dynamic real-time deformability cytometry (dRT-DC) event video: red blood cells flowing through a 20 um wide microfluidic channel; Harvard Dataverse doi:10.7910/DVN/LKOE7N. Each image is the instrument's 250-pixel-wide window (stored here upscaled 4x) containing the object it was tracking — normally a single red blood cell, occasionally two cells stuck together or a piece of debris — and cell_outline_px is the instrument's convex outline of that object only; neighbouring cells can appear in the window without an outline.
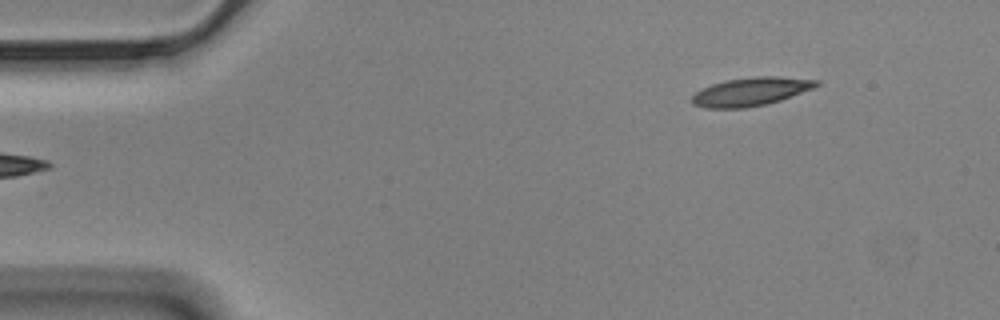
{"species": "Egyptian fruit bat (a non-hibernating species)", "species_latin": "Rousettus aegyptiacus", "temperature_condition": "cold", "stored_images_in_passage": 51, "camera_frame_rate_fps": 3000, "um_per_image_px": 0.085, "animal": {"sex": "male"}, "frame": {"image": 1, "passage_image": 1, "time_ms": 0.0, "image_size_px": [1000, 320], "cell_outline_px": [[820, 84], [812, 88], [780, 100], [768, 104], [744, 108], [704, 108], [692, 104], [692, 96], [696, 92], [712, 84], [724, 80], [752, 76], [780, 76], [820, 80]], "centroid_in_image_um": [63.81, 7.78], "position_along_channel_um": 21.2, "area_um2": 20.63}}
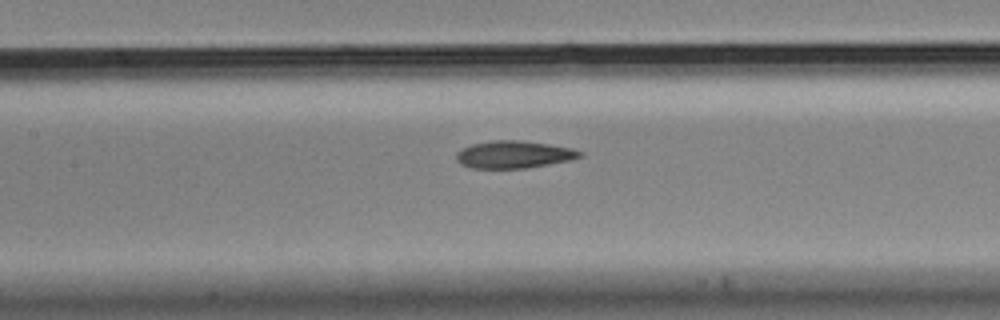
{"frame": {"image": 2, "passage_image": 20, "time_ms": 6.333, "image_size_px": [1000, 320], "cell_outline_px": [[584, 156], [572, 160], [528, 168], [472, 168], [460, 164], [456, 160], [456, 152], [472, 144], [492, 140], [520, 140], [548, 144], [572, 148], [584, 152]], "centroid_in_image_um": [43.71, 13.14], "position_along_channel_um": 163.7, "area_um2": 19.88}}
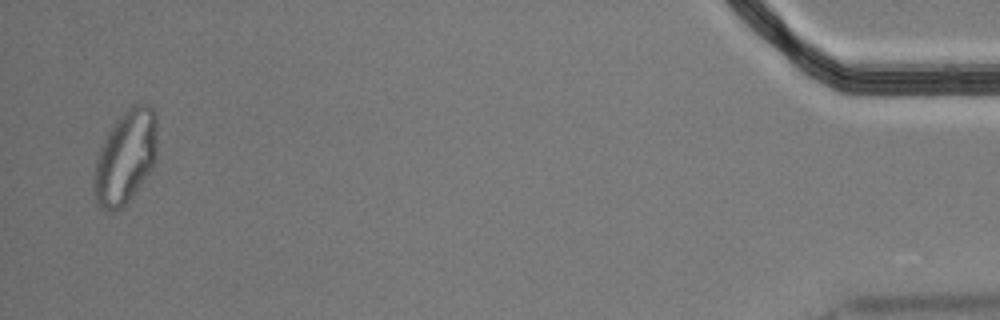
{"frame": {"image": 3, "passage_image": 50, "time_ms": 16.333, "image_size_px": [1000, 320], "cell_outline_px": [[156, 156], [152, 168], [132, 196], [120, 208], [112, 212], [108, 212], [100, 208], [96, 204], [92, 176], [100, 148], [108, 132], [116, 120], [132, 104], [152, 104], [156, 112]], "centroid_in_image_um": [10.66, 13.35], "position_along_channel_um": 424.5, "area_um2": 34.51}, "authors_computed_cell_mechanics": {"area_um2": 20.5768, "velocity_mm_per_s": 3.4662, "shape_relaxation_time_tau1_ms": 8.7169, "shape_relaxation_time_tau2_ms": 1.2722, "deformation_change_tau1": 0.2184, "deformation_change_tau2": 0.0743}}